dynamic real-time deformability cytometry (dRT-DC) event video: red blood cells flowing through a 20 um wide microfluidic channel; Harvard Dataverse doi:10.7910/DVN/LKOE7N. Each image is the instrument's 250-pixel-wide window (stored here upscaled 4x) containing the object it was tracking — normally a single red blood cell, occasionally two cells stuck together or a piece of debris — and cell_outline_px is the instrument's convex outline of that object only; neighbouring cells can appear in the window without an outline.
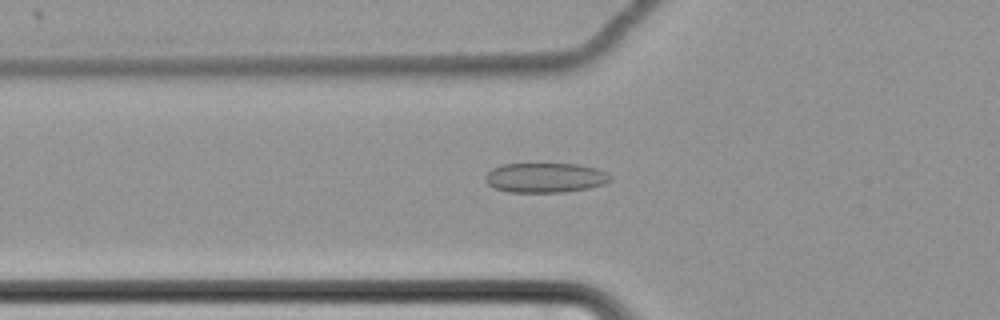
{"species": "common noctule bat (a hibernating species)", "species_latin": "Nyctalus noctula", "temperature_condition": "cold", "stored_images_in_passage": 34, "camera_frame_rate_fps": 3000, "um_per_image_px": 0.085, "animal": {"sex": "female", "body_mass_g": 22.7, "forearm_length_mm": 54.2}, "frame": {"image": 1, "passage_image": 16, "time_ms": 5.0, "image_size_px": [1000, 320], "cell_outline_px": [[612, 176], [604, 184], [588, 188], [564, 192], [508, 192], [496, 188], [488, 184], [484, 180], [484, 176], [492, 168], [500, 164], [580, 164], [596, 168], [608, 172]], "centroid_in_image_um": [46.33, 15.1], "position_along_channel_um": 79.5, "area_um2": 21.73}}
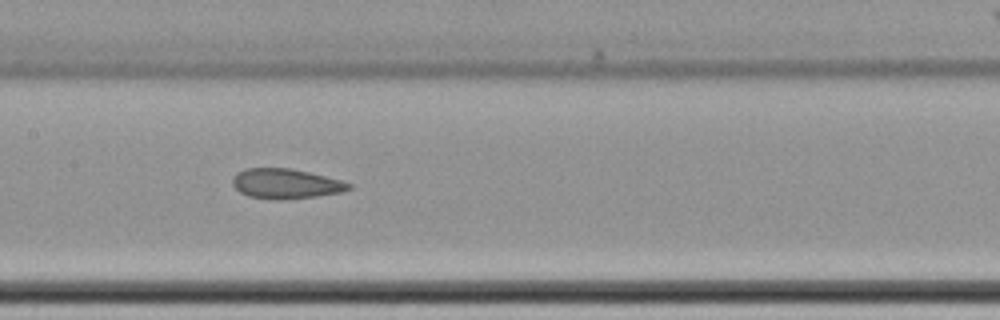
{"frame": {"image": 2, "passage_image": 25, "time_ms": 8.0, "image_size_px": [1000, 320], "cell_outline_px": [[352, 188], [340, 192], [316, 196], [280, 200], [276, 200], [248, 196], [240, 192], [232, 184], [232, 180], [236, 172], [244, 168], [288, 168], [308, 172], [340, 180], [352, 184]], "centroid_in_image_um": [24.25, 15.61], "position_along_channel_um": 183.2, "area_um2": 20.17}}
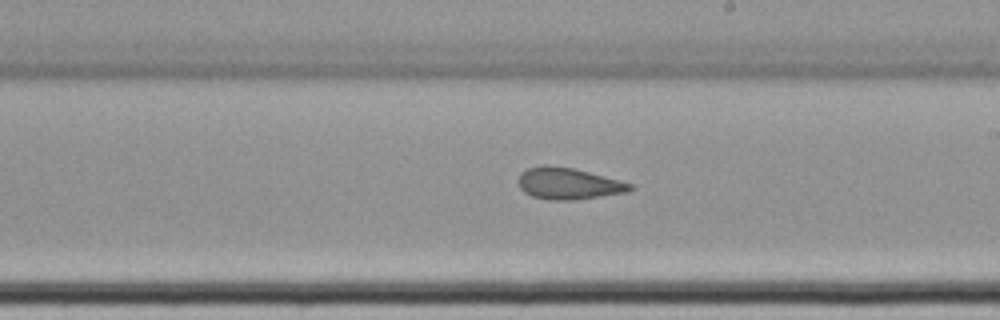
{"frame": {"image": 3, "passage_image": 30, "time_ms": 9.667, "image_size_px": [1000, 320], "cell_outline_px": [[636, 188], [628, 192], [600, 196], [568, 200], [548, 200], [532, 196], [524, 192], [520, 188], [516, 180], [520, 172], [528, 168], [544, 164], [572, 168], [620, 180], [632, 184]], "centroid_in_image_um": [48.28, 15.6], "position_along_channel_um": 240.7, "area_um2": 20.63}}